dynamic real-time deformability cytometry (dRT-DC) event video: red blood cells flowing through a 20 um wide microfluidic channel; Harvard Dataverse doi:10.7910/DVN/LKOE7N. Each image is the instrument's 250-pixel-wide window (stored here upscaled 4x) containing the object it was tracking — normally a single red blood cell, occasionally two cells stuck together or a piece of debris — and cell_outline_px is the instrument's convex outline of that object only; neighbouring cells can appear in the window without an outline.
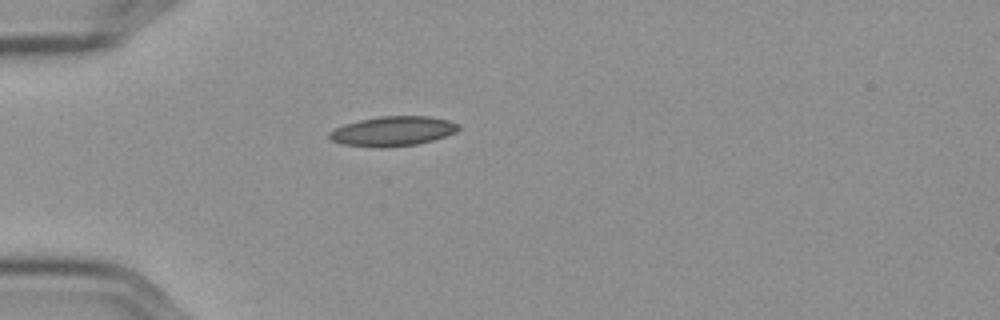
{"species": "Egyptian fruit bat (a non-hibernating species)", "species_latin": "Rousettus aegyptiacus", "temperature_condition": "cold", "stored_images_in_passage": 41, "camera_frame_rate_fps": 3000, "um_per_image_px": 0.085, "frame": {"image": 1, "passage_image": 1, "time_ms": 0.0, "image_size_px": [1000, 320], "cell_outline_px": [[460, 128], [456, 132], [432, 140], [416, 144], [380, 148], [344, 144], [332, 140], [328, 136], [328, 132], [344, 124], [360, 120], [380, 116], [428, 116], [448, 120], [460, 124]], "centroid_in_image_um": [33.39, 11.14], "position_along_channel_um": 51.6, "area_um2": 22.2}}
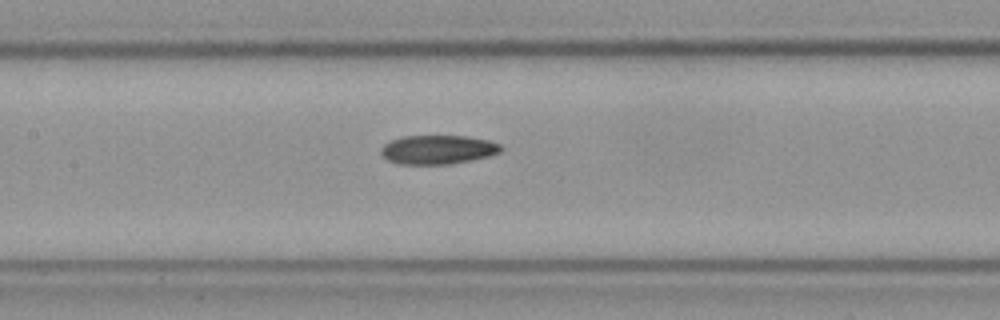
{"frame": {"image": 2, "passage_image": 12, "time_ms": 3.667, "image_size_px": [1000, 320], "cell_outline_px": [[504, 148], [500, 152], [488, 156], [448, 164], [396, 164], [388, 160], [380, 152], [380, 148], [384, 144], [392, 140], [404, 136], [468, 136], [488, 140], [500, 144]], "centroid_in_image_um": [37.21, 12.71], "position_along_channel_um": 170.2, "area_um2": 20.17}}
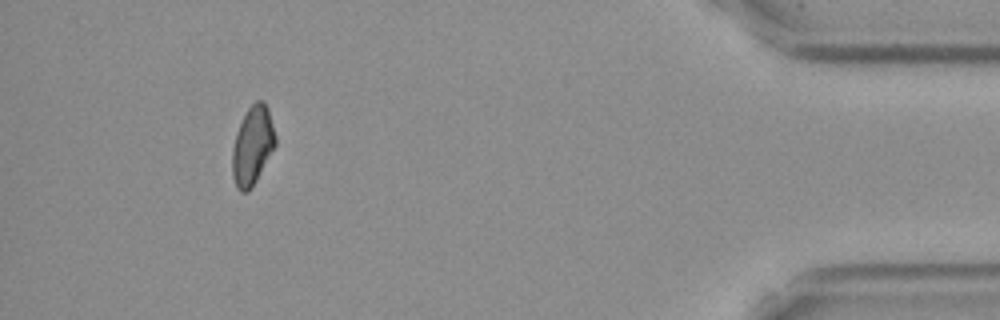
{"frame": {"image": 3, "passage_image": 37, "time_ms": 12.0, "image_size_px": [1000, 320], "cell_outline_px": [[276, 144], [252, 188], [248, 192], [240, 192], [236, 188], [232, 176], [232, 148], [236, 132], [248, 108], [256, 100], [260, 100], [268, 108], [276, 136]], "centroid_in_image_um": [21.45, 12.41], "position_along_channel_um": 413.8, "area_um2": 19.71}, "authors_computed_cell_mechanics": {"area_um2": 20.3456, "velocity_mm_per_s": 3.6066, "shape_relaxation_time_tau1_ms": null, "shape_relaxation_time_tau2_ms": 5.4883, "deformation_change_tau1": null, "deformation_change_tau2": 0.0979}}